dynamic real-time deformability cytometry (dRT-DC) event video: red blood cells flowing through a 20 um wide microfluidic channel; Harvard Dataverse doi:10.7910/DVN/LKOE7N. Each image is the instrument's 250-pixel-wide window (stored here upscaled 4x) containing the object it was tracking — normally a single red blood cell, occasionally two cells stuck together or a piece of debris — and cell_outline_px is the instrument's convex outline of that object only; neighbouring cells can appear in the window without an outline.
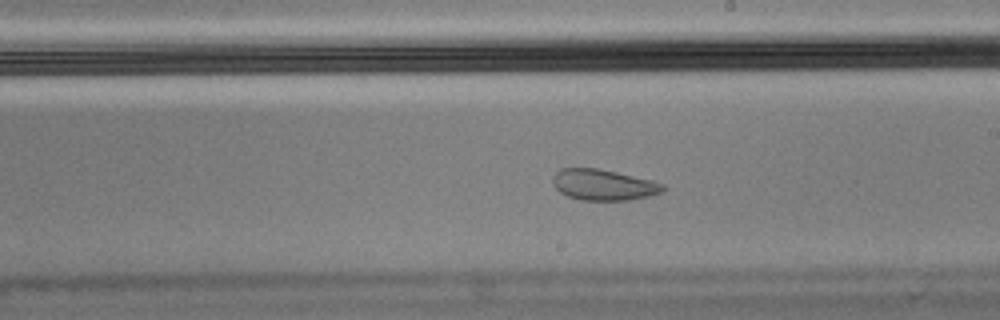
{"species": "Egyptian fruit bat (a non-hibernating species)", "species_latin": "Rousettus aegyptiacus", "temperature_condition": "cold", "stored_images_in_passage": 26, "camera_frame_rate_fps": 3000, "um_per_image_px": 0.085, "animal": {"sex": "male"}, "frame": {"image": 1, "passage_image": 26, "time_ms": 8.333, "image_size_px": [1000, 320], "cell_outline_px": [[664, 188], [660, 192], [628, 200], [580, 200], [568, 196], [560, 192], [552, 184], [552, 176], [560, 168], [596, 168], [616, 172], [652, 180], [664, 184]], "centroid_in_image_um": [51.22, 15.7], "position_along_channel_um": 237.8, "area_um2": 19.65}}